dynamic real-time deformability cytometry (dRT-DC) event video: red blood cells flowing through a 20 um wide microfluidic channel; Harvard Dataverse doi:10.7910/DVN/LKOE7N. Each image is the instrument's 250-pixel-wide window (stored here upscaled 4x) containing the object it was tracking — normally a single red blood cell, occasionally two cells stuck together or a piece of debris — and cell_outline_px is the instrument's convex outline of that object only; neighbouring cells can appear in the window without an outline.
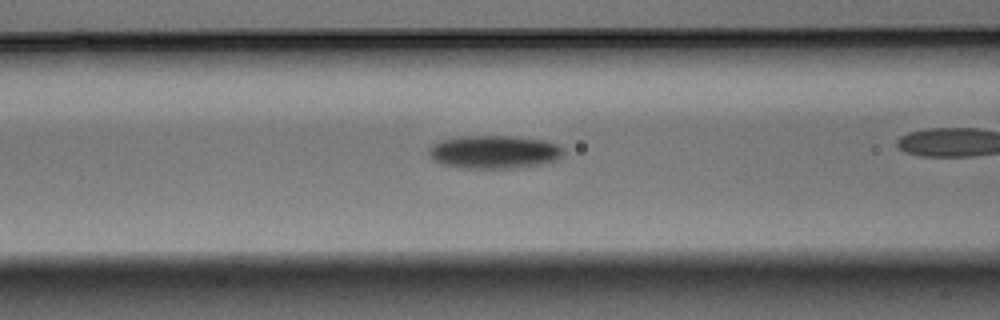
{"species": "Egyptian fruit bat (a non-hibernating species)", "species_latin": "Rousettus aegyptiacus", "temperature_condition": "warm", "stored_images_in_passage": 26, "camera_frame_rate_fps": 3000, "um_per_image_px": 0.085, "animal": {"sex": "male"}, "frame": {"image": 1, "passage_image": 5, "time_ms": 1.333, "image_size_px": [1000, 320], "cell_outline_px": [[564, 152], [556, 160], [540, 164], [516, 168], [460, 168], [440, 164], [432, 160], [428, 156], [428, 148], [432, 144], [440, 140], [460, 136], [512, 136], [544, 140], [556, 144], [564, 148]], "centroid_in_image_um": [41.94, 12.92], "position_along_channel_um": 124.7, "area_um2": 26.3}}
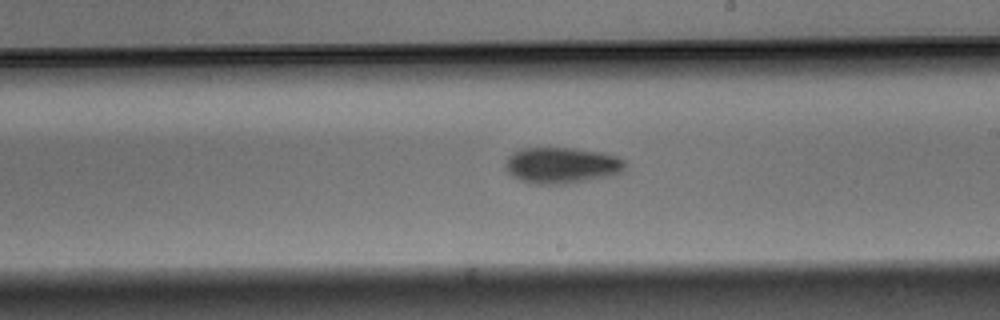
{"frame": {"image": 2, "passage_image": 14, "time_ms": 4.333, "image_size_px": [1000, 320], "cell_outline_px": [[628, 164], [624, 172], [616, 176], [564, 184], [532, 184], [520, 180], [512, 176], [504, 168], [504, 164], [508, 156], [512, 152], [520, 148], [576, 148], [600, 152], [616, 156], [624, 160]], "centroid_in_image_um": [47.78, 14.06], "position_along_channel_um": 241.2, "area_um2": 25.84}}
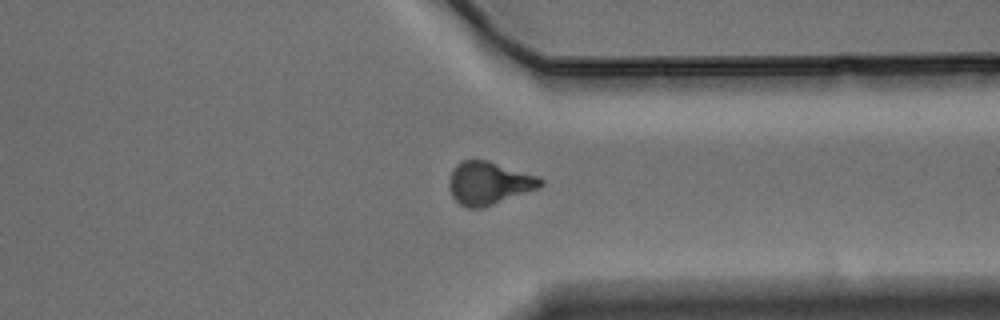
{"frame": {"image": 3, "passage_image": 24, "time_ms": 7.667, "image_size_px": [1000, 320], "cell_outline_px": [[544, 184], [540, 188], [484, 208], [468, 208], [460, 204], [452, 196], [448, 184], [448, 180], [456, 164], [464, 160], [488, 160], [540, 176], [544, 180]], "centroid_in_image_um": [41.6, 15.57], "position_along_channel_um": 369.8, "area_um2": 23.18}}